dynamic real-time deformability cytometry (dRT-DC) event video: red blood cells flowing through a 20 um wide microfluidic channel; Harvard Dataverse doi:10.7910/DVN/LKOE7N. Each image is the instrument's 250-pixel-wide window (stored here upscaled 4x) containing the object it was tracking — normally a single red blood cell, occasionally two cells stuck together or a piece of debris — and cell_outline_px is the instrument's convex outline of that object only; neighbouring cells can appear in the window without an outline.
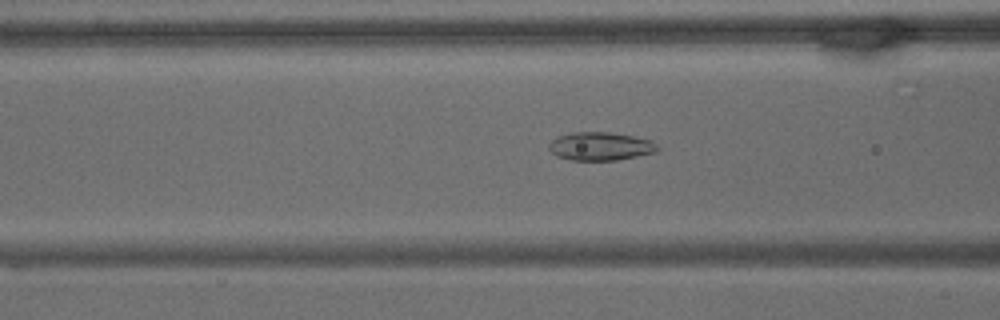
{"species": "common noctule bat (a hibernating species)", "species_latin": "Nyctalus noctula", "temperature_condition": "warm", "stored_images_in_passage": 49, "camera_frame_rate_fps": 3000, "um_per_image_px": 0.085, "animal": {"sex": "male", "body_mass_g": 15.6}, "frame": {"image": 1, "passage_image": 22, "time_ms": 7.0, "image_size_px": [1000, 320], "cell_outline_px": [[660, 148], [656, 152], [616, 160], [572, 160], [556, 156], [548, 148], [548, 144], [552, 140], [560, 136], [572, 132], [608, 132], [632, 136], [652, 140]], "centroid_in_image_um": [51.03, 12.43], "position_along_channel_um": 115.6, "area_um2": 17.8}}
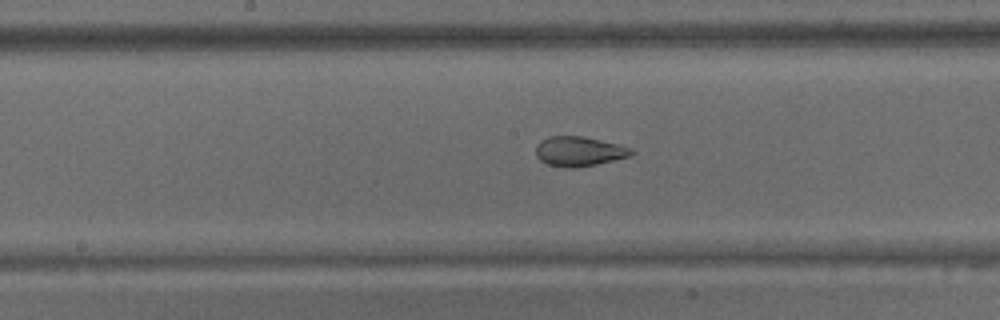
{"frame": {"image": 2, "passage_image": 30, "time_ms": 9.667, "image_size_px": [1000, 320], "cell_outline_px": [[636, 152], [632, 156], [596, 164], [576, 168], [568, 168], [548, 164], [540, 160], [536, 156], [536, 144], [540, 140], [548, 136], [584, 136], [632, 148]], "centroid_in_image_um": [49.22, 12.86], "position_along_channel_um": 199.0, "area_um2": 16.65}}
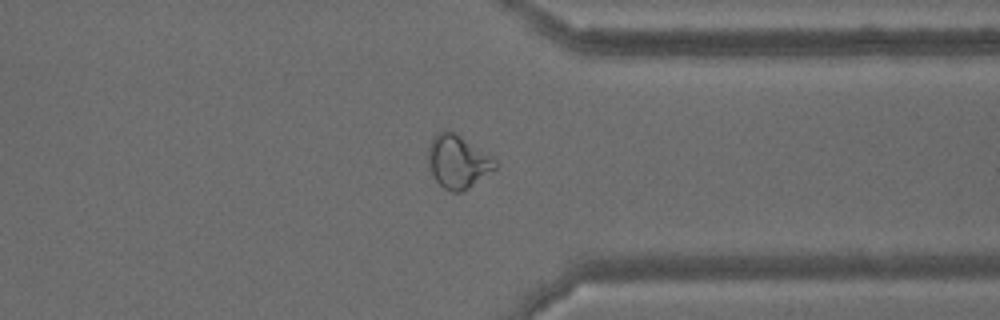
{"frame": {"image": 3, "passage_image": 47, "time_ms": 15.333, "image_size_px": [1000, 320], "cell_outline_px": [[496, 168], [468, 188], [460, 192], [452, 192], [444, 188], [436, 180], [428, 164], [428, 144], [432, 136], [436, 132], [444, 128], [456, 132], [492, 156], [496, 160]], "centroid_in_image_um": [38.88, 13.68], "position_along_channel_um": 372.5, "area_um2": 20.92}}